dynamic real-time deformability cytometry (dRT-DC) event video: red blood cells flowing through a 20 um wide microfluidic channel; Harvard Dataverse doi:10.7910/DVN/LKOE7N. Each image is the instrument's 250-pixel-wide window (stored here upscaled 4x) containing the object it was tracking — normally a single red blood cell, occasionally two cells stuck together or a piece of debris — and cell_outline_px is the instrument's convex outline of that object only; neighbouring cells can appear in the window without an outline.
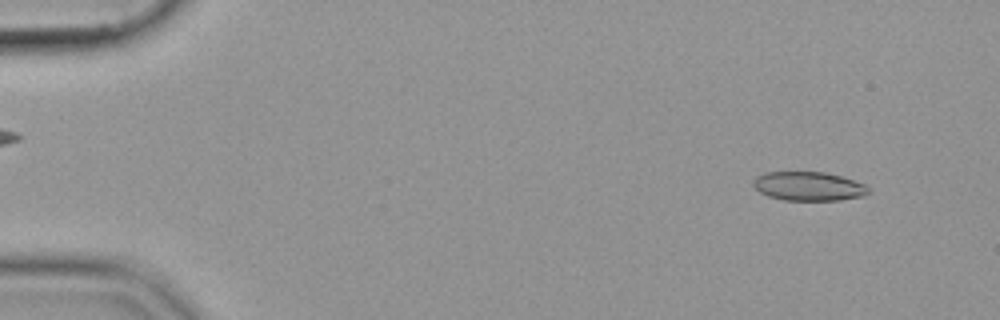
{"species": "common noctule bat (a hibernating species)", "species_latin": "Nyctalus noctula", "temperature_condition": "cold", "stored_images_in_passage": 53, "camera_frame_rate_fps": 3000, "um_per_image_px": 0.085, "animal": {"sex": "female", "body_mass_g": 19.9}, "frame": {"image": 1, "passage_image": 4, "time_ms": 1.0, "image_size_px": [1000, 320], "cell_outline_px": [[868, 192], [864, 196], [840, 200], [784, 200], [768, 196], [760, 192], [752, 184], [752, 180], [756, 176], [764, 172], [824, 172], [840, 176], [864, 184], [868, 188]], "centroid_in_image_um": [68.69, 15.83], "position_along_channel_um": 16.3, "area_um2": 19.36}}
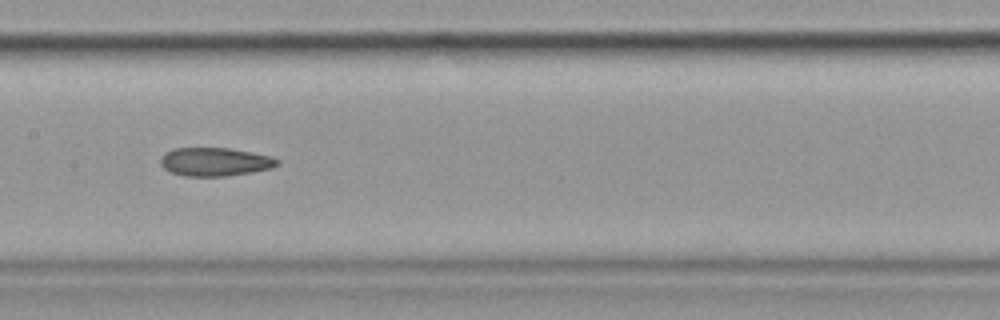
{"frame": {"image": 2, "passage_image": 27, "time_ms": 8.667, "image_size_px": [1000, 320], "cell_outline_px": [[280, 164], [272, 168], [252, 172], [224, 176], [184, 176], [172, 172], [164, 168], [160, 164], [160, 156], [164, 152], [172, 148], [228, 148], [252, 152], [272, 156], [280, 160]], "centroid_in_image_um": [18.27, 13.74], "position_along_channel_um": 189.1, "area_um2": 19.54}}
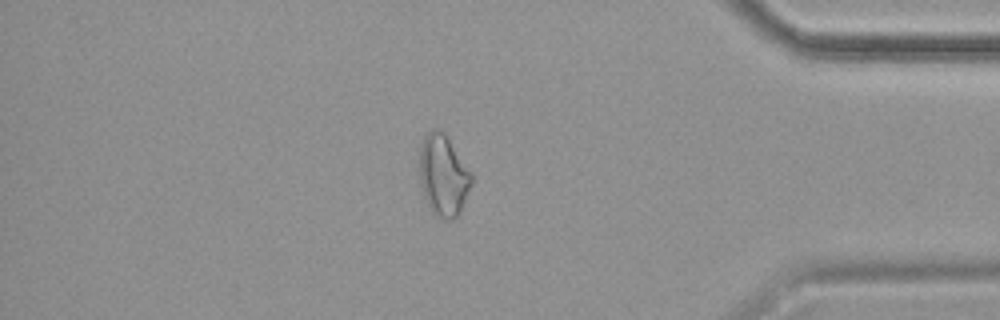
{"frame": {"image": 3, "passage_image": 46, "time_ms": 15.0, "image_size_px": [1000, 320], "cell_outline_px": [[472, 184], [460, 212], [452, 220], [440, 220], [432, 212], [424, 196], [420, 184], [420, 144], [424, 136], [432, 128], [440, 128], [444, 132], [472, 172]], "centroid_in_image_um": [37.68, 14.9], "position_along_channel_um": 397.5, "area_um2": 24.91}}